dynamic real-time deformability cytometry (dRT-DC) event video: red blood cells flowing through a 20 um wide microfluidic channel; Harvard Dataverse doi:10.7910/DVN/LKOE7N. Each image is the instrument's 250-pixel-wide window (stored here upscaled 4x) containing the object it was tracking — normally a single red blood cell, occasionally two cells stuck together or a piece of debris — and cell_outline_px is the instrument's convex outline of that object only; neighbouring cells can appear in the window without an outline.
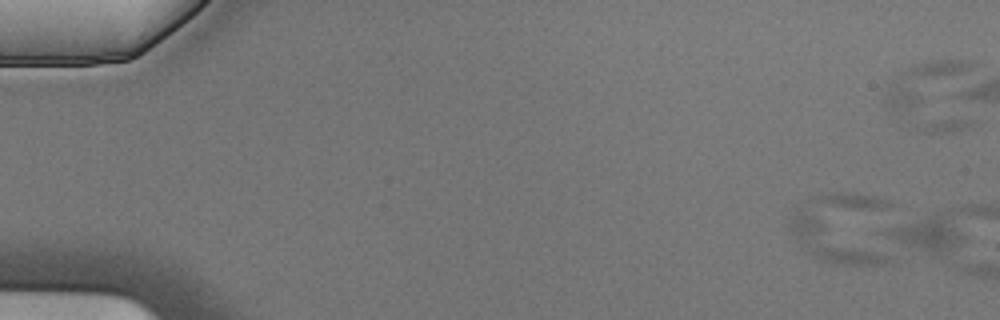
{"species": "Egyptian fruit bat (a non-hibernating species)", "species_latin": "Rousettus aegyptiacus", "temperature_condition": "cold", "stored_images_in_passage": 4, "camera_frame_rate_fps": 3000, "um_per_image_px": 0.085, "animal": {"sex": "male"}, "frame": {"image": 1, "passage_image": 2, "time_ms": 0.333, "image_size_px": [1000, 320], "cell_outline_px": [[888, 260], [880, 264], [832, 264], [812, 256], [796, 240], [788, 228], [788, 224], [792, 216], [800, 208], [804, 208], [884, 256]], "centroid_in_image_um": [70.56, 20.51], "position_along_channel_um": 14.4, "area_um2": 20.29}}